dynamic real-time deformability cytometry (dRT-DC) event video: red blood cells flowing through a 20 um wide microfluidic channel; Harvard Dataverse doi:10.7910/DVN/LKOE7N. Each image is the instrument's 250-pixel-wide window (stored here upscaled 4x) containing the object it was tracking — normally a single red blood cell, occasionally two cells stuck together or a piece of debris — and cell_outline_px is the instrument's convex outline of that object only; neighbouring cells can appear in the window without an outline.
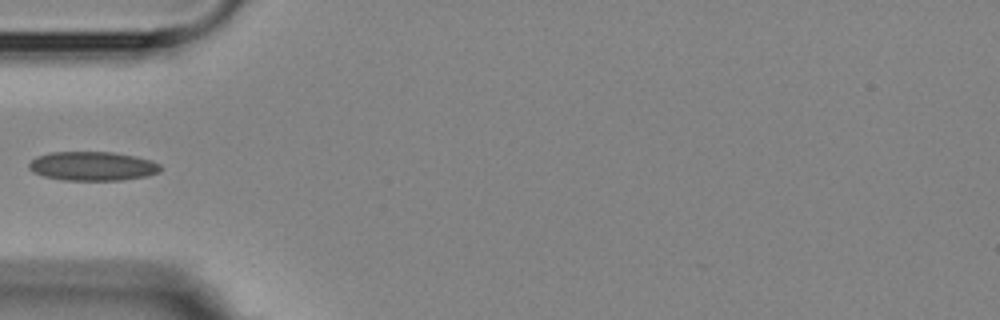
{"species": "Egyptian fruit bat (a non-hibernating species)", "species_latin": "Rousettus aegyptiacus", "temperature_condition": "room temperature", "stored_images_in_passage": 5, "camera_frame_rate_fps": 3000, "um_per_image_px": 0.085, "animal": {"sex": "female"}, "frame": {"image": 1, "passage_image": 5, "time_ms": 4.667, "image_size_px": [1000, 320], "cell_outline_px": [[160, 172], [148, 176], [120, 180], [64, 180], [44, 176], [32, 172], [28, 168], [28, 164], [36, 156], [52, 152], [112, 152], [152, 160], [160, 164]], "centroid_in_image_um": [7.85, 14.12], "position_along_channel_um": 77.1, "area_um2": 22.25}}